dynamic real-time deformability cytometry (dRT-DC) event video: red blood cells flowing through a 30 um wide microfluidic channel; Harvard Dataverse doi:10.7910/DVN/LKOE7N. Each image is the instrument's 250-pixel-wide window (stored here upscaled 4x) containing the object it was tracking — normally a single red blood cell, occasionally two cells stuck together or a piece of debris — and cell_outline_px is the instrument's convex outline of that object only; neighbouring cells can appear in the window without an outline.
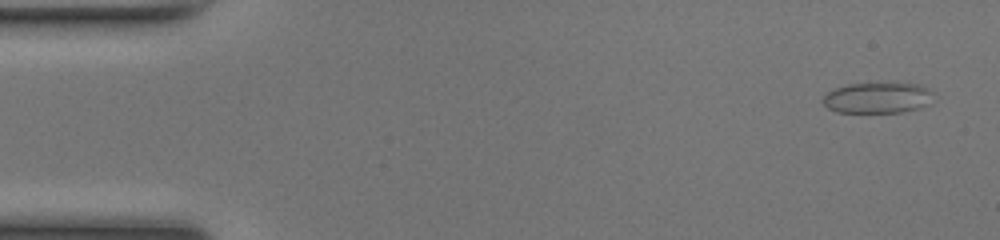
{"species": "common noctule bat (a hibernating species)", "species_latin": "Nyctalus noctula", "temperature_condition": "room temperature", "stored_images_in_passage": 50, "camera_frame_rate_fps": 3000, "um_per_image_px": 0.085, "animal": {"sex": "female", "body_mass_g": 17.0, "forearm_length_mm": 48.0}, "frame": {"image": 1, "passage_image": 3, "time_ms": 0.667, "image_size_px": [1000, 240], "cell_outline_px": [[936, 92], [928, 104], [916, 108], [900, 112], [836, 112], [828, 108], [824, 104], [824, 96], [828, 92], [836, 88], [848, 84], [920, 84]], "centroid_in_image_um": [74.62, 8.31], "position_along_channel_um": 10.4, "area_um2": 19.54}}
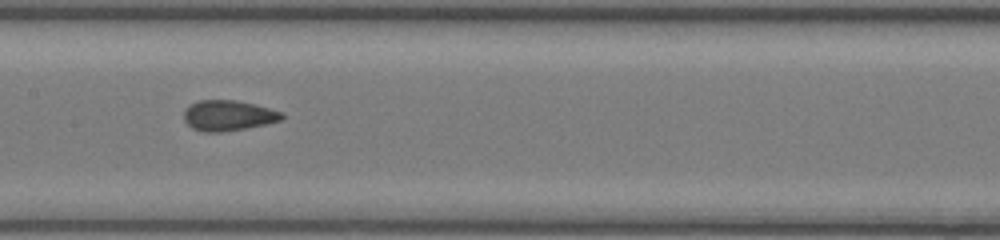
{"frame": {"image": 2, "passage_image": 25, "time_ms": 8.0, "image_size_px": [1000, 240], "cell_outline_px": [[284, 116], [280, 120], [264, 124], [244, 128], [220, 132], [204, 132], [192, 128], [184, 120], [184, 112], [196, 100], [236, 100], [256, 104], [284, 112]], "centroid_in_image_um": [19.41, 9.81], "position_along_channel_um": 188.0, "area_um2": 17.28}}
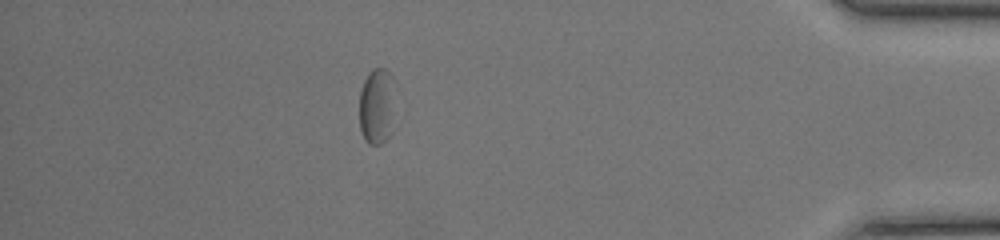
{"frame": {"image": 3, "passage_image": 44, "time_ms": 14.333, "image_size_px": [1000, 240], "cell_outline_px": [[396, 128], [380, 144], [368, 144], [364, 140], [360, 128], [360, 92], [364, 80], [368, 72], [372, 68], [384, 68], [396, 80]], "centroid_in_image_um": [32.12, 9.01], "position_along_channel_um": 403.1, "area_um2": 17.17}, "authors_computed_cell_mechanics": {"area_um2": 17.6868, "velocity_mm_per_s": 4.1685, "shape_relaxation_time_tau1_ms": 7.4194, "shape_relaxation_time_tau2_ms": 1.4348, "deformation_change_tau1": 0.1192, "deformation_change_tau2": 0.069}}